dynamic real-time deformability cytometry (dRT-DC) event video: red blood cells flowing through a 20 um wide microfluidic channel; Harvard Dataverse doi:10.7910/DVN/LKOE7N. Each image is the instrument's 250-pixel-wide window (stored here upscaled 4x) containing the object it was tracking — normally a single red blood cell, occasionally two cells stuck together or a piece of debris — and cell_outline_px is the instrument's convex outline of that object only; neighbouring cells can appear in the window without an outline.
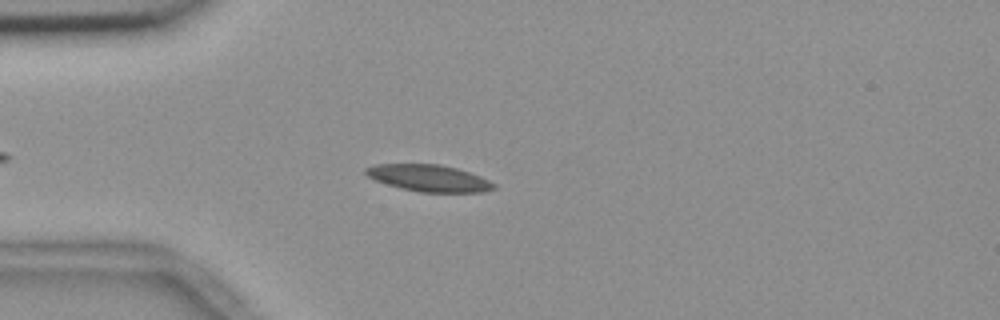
{"species": "common noctule bat (a hibernating species)", "species_latin": "Nyctalus noctula", "temperature_condition": "room temperature", "stored_images_in_passage": 45, "camera_frame_rate_fps": 3000, "um_per_image_px": 0.085, "animal": {"sex": "female", "body_mass_g": 18.4}, "frame": {"image": 1, "passage_image": 8, "time_ms": 2.333, "image_size_px": [1000, 320], "cell_outline_px": [[496, 188], [484, 192], [420, 192], [400, 188], [376, 180], [368, 176], [364, 172], [364, 168], [376, 164], [440, 164], [456, 168], [480, 176], [496, 184]], "centroid_in_image_um": [36.46, 15.14], "position_along_channel_um": 48.5, "area_um2": 19.88}}
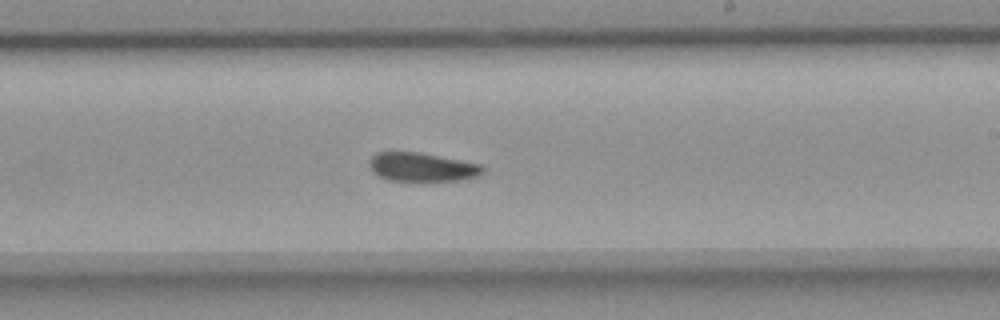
{"frame": {"image": 2, "passage_image": 26, "time_ms": 8.333, "image_size_px": [1000, 320], "cell_outline_px": [[484, 172], [468, 180], [420, 184], [388, 180], [372, 172], [368, 164], [368, 160], [376, 152], [420, 152], [480, 164], [484, 168]], "centroid_in_image_um": [35.87, 14.26], "position_along_channel_um": 253.1, "area_um2": 20.11}}
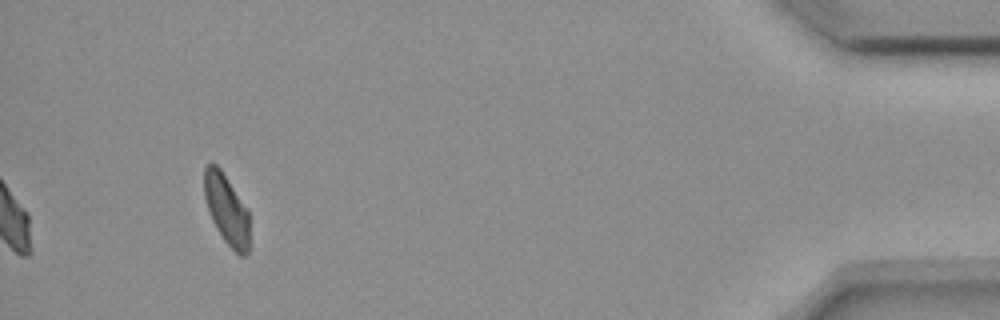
{"frame": {"image": 3, "passage_image": 45, "time_ms": 14.667, "image_size_px": [1000, 320], "cell_outline_px": [[248, 252], [244, 256], [240, 256], [224, 240], [216, 228], [212, 220], [204, 196], [204, 168], [208, 164], [216, 164], [220, 168], [248, 212]], "centroid_in_image_um": [19.23, 17.81], "position_along_channel_um": 416.0, "area_um2": 17.92}, "authors_computed_cell_mechanics": {"area_um2": 19.8254, "velocity_mm_per_s": 3.642, "shape_relaxation_time_tau1_ms": 3.7758, "shape_relaxation_time_tau2_ms": 9.7516, "deformation_change_tau1": 0.1104, "deformation_change_tau2": 0.1532}}